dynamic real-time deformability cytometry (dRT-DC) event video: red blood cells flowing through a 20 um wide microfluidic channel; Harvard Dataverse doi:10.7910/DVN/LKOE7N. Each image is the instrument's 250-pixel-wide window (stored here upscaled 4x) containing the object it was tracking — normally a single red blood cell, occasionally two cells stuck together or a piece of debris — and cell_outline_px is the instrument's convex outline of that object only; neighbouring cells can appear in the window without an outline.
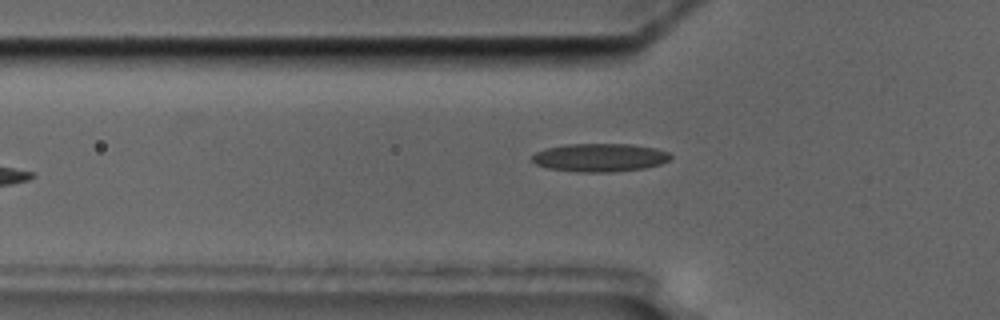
{"species": "common noctule bat (a hibernating species)", "species_latin": "Nyctalus noctula", "temperature_condition": "cold", "stored_images_in_passage": 5, "camera_frame_rate_fps": 3000, "um_per_image_px": 0.085, "animal": {"sex": "male", "body_mass_g": 17.5, "forearm_length_mm": 52.3}, "frame": {"image": 1, "passage_image": 5, "time_ms": 5.333, "image_size_px": [1000, 320], "cell_outline_px": [[672, 156], [668, 160], [660, 164], [644, 168], [612, 172], [580, 172], [548, 168], [536, 164], [532, 160], [532, 156], [536, 152], [544, 148], [564, 144], [632, 144], [656, 148], [668, 152]], "centroid_in_image_um": [50.97, 13.38], "position_along_channel_um": 74.8, "area_um2": 22.83}}